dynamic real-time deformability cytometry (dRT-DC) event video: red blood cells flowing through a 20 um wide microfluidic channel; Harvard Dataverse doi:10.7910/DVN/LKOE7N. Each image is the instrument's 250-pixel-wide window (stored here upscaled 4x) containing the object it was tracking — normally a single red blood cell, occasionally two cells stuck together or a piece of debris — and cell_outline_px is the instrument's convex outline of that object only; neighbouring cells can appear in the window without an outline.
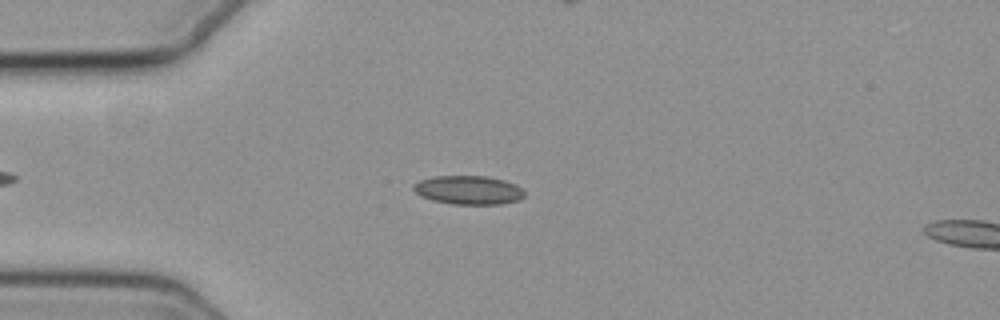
{"species": "common noctule bat (a hibernating species)", "species_latin": "Nyctalus noctula", "temperature_condition": "cold", "stored_images_in_passage": 53, "camera_frame_rate_fps": 3000, "um_per_image_px": 0.085, "animal": {"sex": "female", "body_mass_g": 19.3, "forearm_length_mm": 54.1}, "frame": {"image": 1, "passage_image": 11, "time_ms": 3.333, "image_size_px": [1000, 320], "cell_outline_px": [[524, 196], [520, 200], [500, 204], [452, 204], [432, 200], [420, 196], [412, 188], [412, 184], [420, 180], [436, 176], [488, 176], [504, 180], [516, 184], [524, 192]], "centroid_in_image_um": [39.81, 16.15], "position_along_channel_um": 45.2, "area_um2": 18.67}}
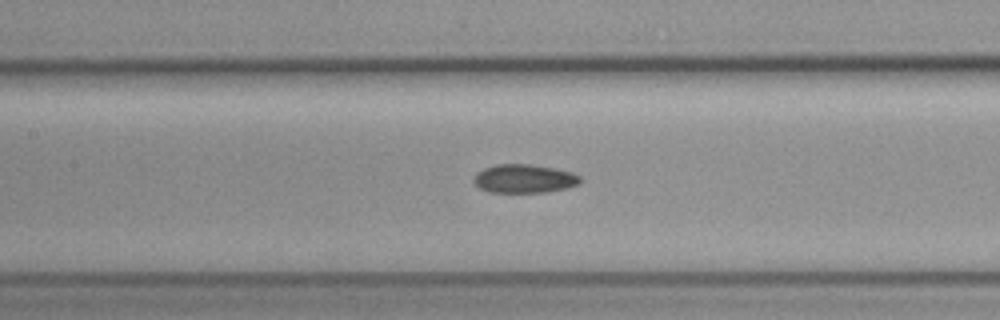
{"frame": {"image": 2, "passage_image": 22, "time_ms": 7.0, "image_size_px": [1000, 320], "cell_outline_px": [[580, 184], [568, 188], [548, 192], [488, 192], [480, 188], [472, 180], [476, 172], [484, 168], [496, 164], [532, 164], [556, 168], [572, 172], [580, 176]], "centroid_in_image_um": [44.57, 15.18], "position_along_channel_um": 162.8, "area_um2": 17.98}}
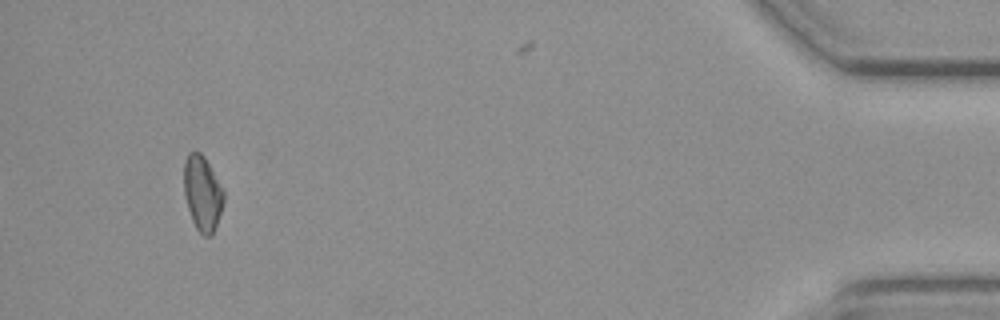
{"frame": {"image": 3, "passage_image": 49, "time_ms": 16.0, "image_size_px": [1000, 320], "cell_outline_px": [[224, 200], [212, 236], [204, 236], [196, 228], [192, 220], [184, 196], [184, 160], [188, 152], [200, 152], [204, 156], [224, 188]], "centroid_in_image_um": [17.2, 16.4], "position_along_channel_um": 418.0, "area_um2": 17.46}}